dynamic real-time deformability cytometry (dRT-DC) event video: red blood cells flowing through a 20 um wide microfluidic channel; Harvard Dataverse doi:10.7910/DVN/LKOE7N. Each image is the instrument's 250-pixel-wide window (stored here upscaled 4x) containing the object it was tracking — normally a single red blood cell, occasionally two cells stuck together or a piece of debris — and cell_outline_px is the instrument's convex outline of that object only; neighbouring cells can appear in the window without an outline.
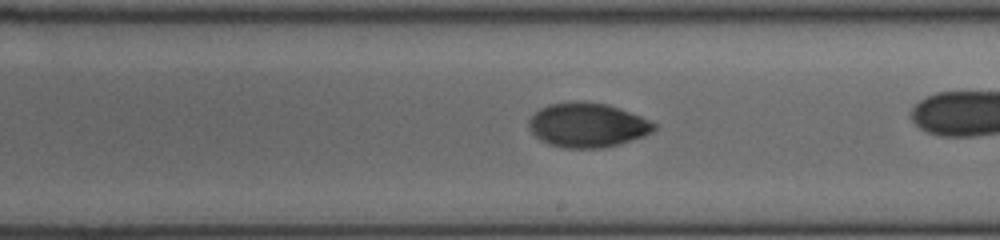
{"species": "human", "species_latin": "Homo sapiens", "temperature_condition": "cold", "stored_images_in_passage": 38, "camera_frame_rate_fps": 3000, "um_per_image_px": 0.085, "donor": {"sex": "female"}, "frame": {"image": 1, "passage_image": 27, "time_ms": 8.667, "image_size_px": [1000, 240], "cell_outline_px": [[656, 128], [652, 132], [644, 136], [620, 144], [600, 148], [564, 148], [548, 144], [540, 140], [528, 128], [528, 120], [540, 108], [548, 104], [572, 100], [584, 100], [608, 104], [640, 116], [656, 124]], "centroid_in_image_um": [49.91, 10.62], "position_along_channel_um": 239.1, "area_um2": 32.71}}